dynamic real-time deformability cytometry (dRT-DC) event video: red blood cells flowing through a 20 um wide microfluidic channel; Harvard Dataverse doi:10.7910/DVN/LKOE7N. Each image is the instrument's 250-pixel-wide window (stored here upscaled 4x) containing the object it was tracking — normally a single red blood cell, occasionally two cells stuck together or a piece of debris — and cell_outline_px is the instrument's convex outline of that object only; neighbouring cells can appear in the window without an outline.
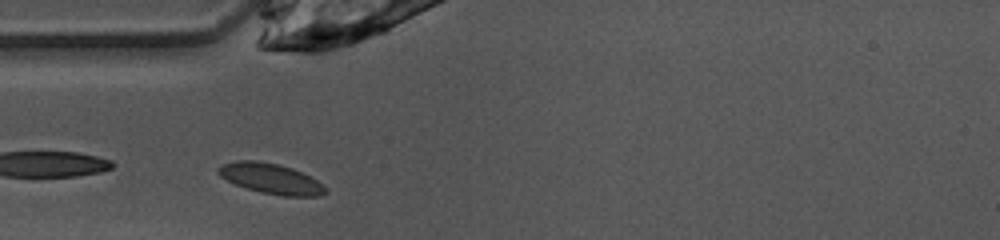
{"species": "common noctule bat (a hibernating species)", "species_latin": "Nyctalus noctula", "temperature_condition": "warm", "stored_images_in_passage": 6, "camera_frame_rate_fps": 3000, "um_per_image_px": 0.085, "animal": {"sex": "female", "body_mass_g": 10.0, "forearm_length_mm": 53.1}, "frame": {"image": 1, "passage_image": 2, "time_ms": 0.333, "image_size_px": [1000, 240], "cell_outline_px": [[328, 192], [320, 196], [284, 196], [264, 192], [248, 188], [236, 184], [220, 176], [216, 172], [216, 168], [220, 164], [236, 160], [256, 160], [276, 164], [292, 168], [316, 180]], "centroid_in_image_um": [22.96, 15.16], "position_along_channel_um": 62.0, "area_um2": 18.61}}